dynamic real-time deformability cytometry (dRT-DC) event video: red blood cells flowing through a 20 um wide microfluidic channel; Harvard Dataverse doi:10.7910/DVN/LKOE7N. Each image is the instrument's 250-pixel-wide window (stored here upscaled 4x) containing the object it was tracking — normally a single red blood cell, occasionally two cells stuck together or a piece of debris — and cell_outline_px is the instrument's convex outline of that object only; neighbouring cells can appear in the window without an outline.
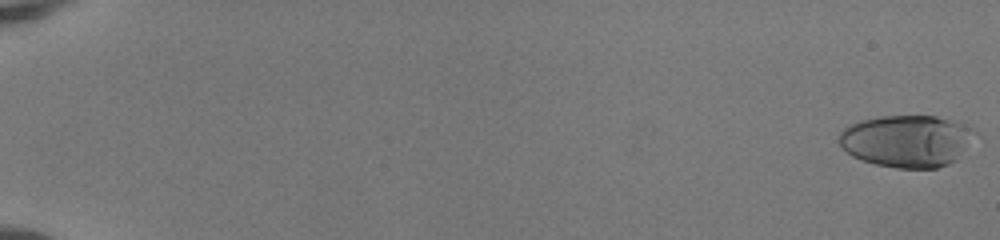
{"species": "human", "species_latin": "Homo sapiens", "temperature_condition": "room temperature", "stored_images_in_passage": 52, "camera_frame_rate_fps": 3000, "um_per_image_px": 0.085, "donor": {"sex": "female"}, "frame": {"image": 1, "passage_image": 1, "time_ms": 0.0, "image_size_px": [1000, 240], "cell_outline_px": [[980, 132], [956, 160], [948, 164], [936, 168], [896, 168], [876, 164], [860, 160], [852, 156], [840, 144], [840, 132], [848, 124], [860, 120], [880, 116], [936, 116], [972, 128]], "centroid_in_image_um": [77.09, 11.98], "position_along_channel_um": 7.9, "area_um2": 41.27}}
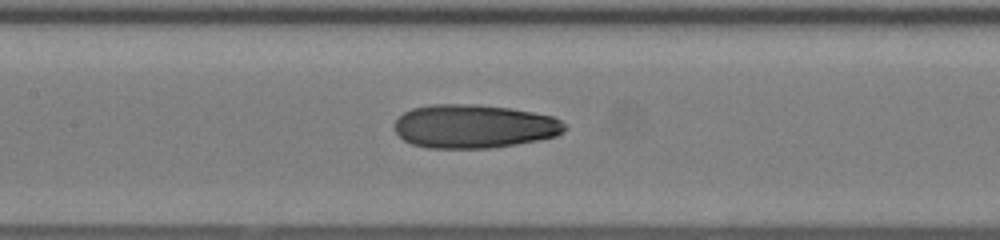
{"frame": {"image": 2, "passage_image": 28, "time_ms": 9.0, "image_size_px": [1000, 240], "cell_outline_px": [[568, 128], [564, 132], [556, 136], [540, 140], [492, 148], [428, 148], [412, 144], [404, 140], [396, 132], [396, 120], [404, 112], [412, 108], [432, 104], [476, 104], [508, 108], [532, 112], [552, 116], [560, 120]], "centroid_in_image_um": [40.31, 10.74], "position_along_channel_um": 167.1, "area_um2": 43.29}}
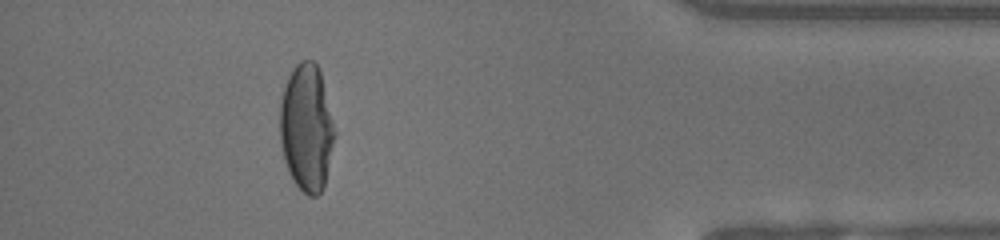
{"frame": {"image": 3, "passage_image": 48, "time_ms": 15.667, "image_size_px": [1000, 240], "cell_outline_px": [[336, 132], [324, 188], [316, 196], [308, 196], [292, 180], [288, 172], [284, 160], [280, 140], [280, 104], [284, 88], [288, 76], [296, 64], [300, 60], [312, 60], [320, 68]], "centroid_in_image_um": [26.07, 10.86], "position_along_channel_um": 409.1, "area_um2": 40.81}, "authors_computed_cell_mechanics": {"area_um2": 41.1536, "velocity_mm_per_s": 4.1512, "shape_relaxation_time_tau1_ms": 10.1922, "shape_relaxation_time_tau2_ms": 1.5822, "deformation_change_tau1": 0.3949, "deformation_change_tau2": 0.0573}}